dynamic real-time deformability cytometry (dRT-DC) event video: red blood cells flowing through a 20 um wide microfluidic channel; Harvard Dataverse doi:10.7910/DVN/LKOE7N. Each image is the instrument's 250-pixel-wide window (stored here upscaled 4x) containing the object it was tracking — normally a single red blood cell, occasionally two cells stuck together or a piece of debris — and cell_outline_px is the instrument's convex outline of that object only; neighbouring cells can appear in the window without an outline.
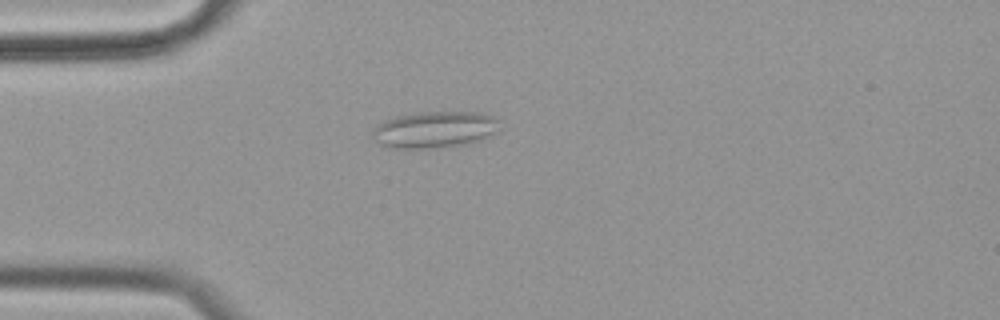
{"species": "common noctule bat (a hibernating species)", "species_latin": "Nyctalus noctula", "temperature_condition": "cold", "stored_images_in_passage": 57, "camera_frame_rate_fps": 3000, "um_per_image_px": 0.085, "animal": {"sex": "female", "body_mass_g": 19.9}, "frame": {"image": 1, "passage_image": 15, "time_ms": 4.667, "image_size_px": [1000, 320], "cell_outline_px": [[500, 132], [476, 140], [460, 144], [424, 148], [388, 148], [380, 144], [372, 136], [372, 132], [380, 124], [396, 116], [416, 112], [476, 112], [492, 116], [496, 120]], "centroid_in_image_um": [36.93, 11.0], "position_along_channel_um": 48.1, "area_um2": 26.47}}
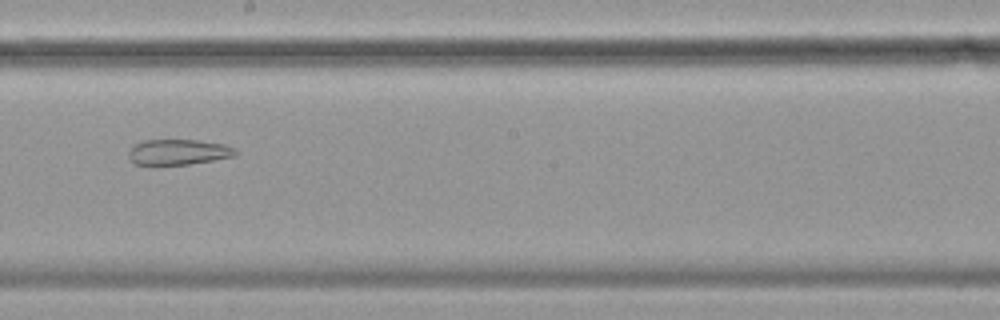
{"frame": {"image": 2, "passage_image": 32, "time_ms": 10.333, "image_size_px": [1000, 320], "cell_outline_px": [[236, 156], [188, 164], [136, 164], [128, 156], [128, 152], [132, 144], [144, 140], [196, 140], [224, 144], [236, 148]], "centroid_in_image_um": [15.15, 12.91], "position_along_channel_um": 233.0, "area_um2": 15.78}}
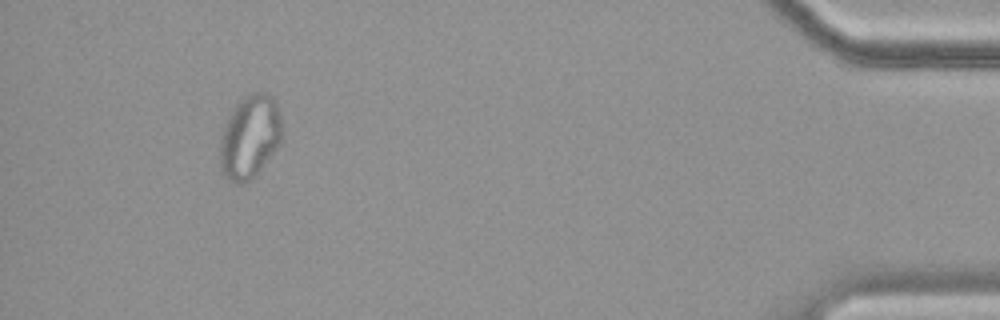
{"frame": {"image": 3, "passage_image": 53, "time_ms": 17.333, "image_size_px": [1000, 320], "cell_outline_px": [[280, 144], [256, 172], [244, 184], [240, 184], [228, 180], [224, 176], [220, 164], [220, 136], [232, 108], [244, 96], [252, 92], [264, 92], [272, 96], [276, 104], [280, 116]], "centroid_in_image_um": [21.2, 11.6], "position_along_channel_um": 414.0, "area_um2": 29.65}, "authors_computed_cell_mechanics": {"area_um2": 26.3568, "velocity_mm_per_s": 3.5079, "shape_relaxation_time_tau1_ms": null, "shape_relaxation_time_tau2_ms": 2.4325, "deformation_change_tau1": null, "deformation_change_tau2": 0.085}}